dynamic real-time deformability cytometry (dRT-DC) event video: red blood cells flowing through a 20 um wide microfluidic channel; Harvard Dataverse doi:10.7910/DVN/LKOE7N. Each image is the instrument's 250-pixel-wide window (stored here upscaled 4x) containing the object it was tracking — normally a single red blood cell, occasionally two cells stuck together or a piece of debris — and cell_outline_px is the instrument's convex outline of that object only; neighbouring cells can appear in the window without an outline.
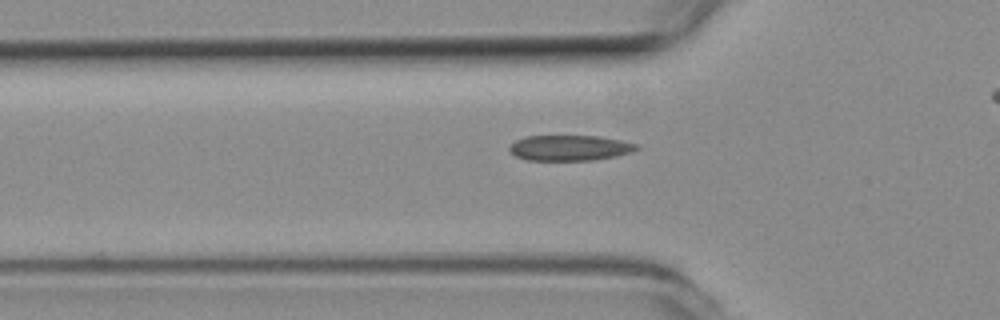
{"species": "common noctule bat (a hibernating species)", "species_latin": "Nyctalus noctula", "temperature_condition": "room temperature", "stored_images_in_passage": 34, "camera_frame_rate_fps": 3000, "um_per_image_px": 0.085, "animal": {"sex": "female", "body_mass_g": 19.3, "forearm_length_mm": 54.1}, "frame": {"image": 1, "passage_image": 9, "time_ms": 2.667, "image_size_px": [1000, 320], "cell_outline_px": [[640, 148], [632, 152], [616, 156], [592, 160], [528, 160], [516, 156], [508, 148], [516, 140], [524, 136], [596, 136], [620, 140], [636, 144]], "centroid_in_image_um": [48.43, 12.57], "position_along_channel_um": 77.4, "area_um2": 18.73}}
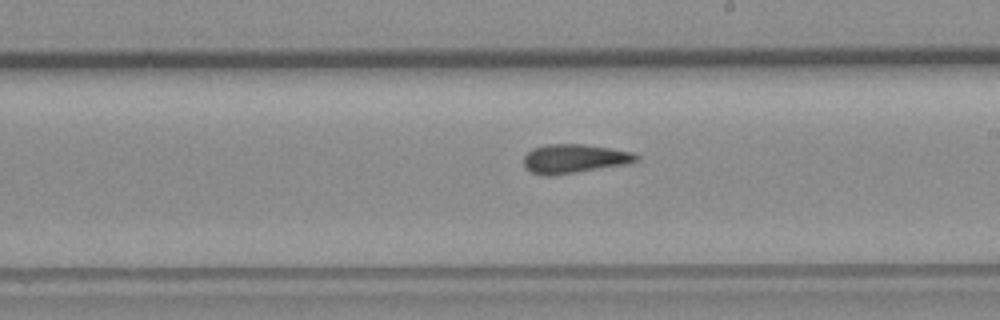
{"frame": {"image": 2, "passage_image": 22, "time_ms": 7.0, "image_size_px": [1000, 320], "cell_outline_px": [[640, 160], [632, 164], [548, 176], [544, 176], [532, 172], [524, 168], [524, 156], [532, 148], [544, 144], [584, 144], [636, 152], [640, 156]], "centroid_in_image_um": [48.88, 13.48], "position_along_channel_um": 240.1, "area_um2": 19.42}}
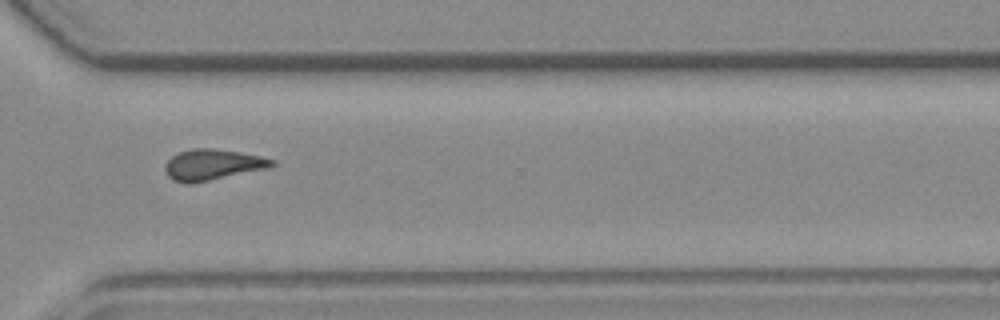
{"frame": {"image": 3, "passage_image": 31, "time_ms": 10.0, "image_size_px": [1000, 320], "cell_outline_px": [[276, 164], [268, 168], [192, 184], [184, 184], [172, 180], [168, 176], [164, 168], [168, 160], [172, 156], [180, 152], [192, 148], [212, 148], [260, 156], [276, 160]], "centroid_in_image_um": [18.05, 14.01], "position_along_channel_um": 352.6, "area_um2": 19.19}, "authors_computed_cell_mechanics": {"area_um2": 18.8428, "velocity_mm_per_s": 3.7486, "shape_relaxation_time_tau1_ms": null, "shape_relaxation_time_tau2_ms": 3.8873, "deformation_change_tau1": null, "deformation_change_tau2": 0.1176}}